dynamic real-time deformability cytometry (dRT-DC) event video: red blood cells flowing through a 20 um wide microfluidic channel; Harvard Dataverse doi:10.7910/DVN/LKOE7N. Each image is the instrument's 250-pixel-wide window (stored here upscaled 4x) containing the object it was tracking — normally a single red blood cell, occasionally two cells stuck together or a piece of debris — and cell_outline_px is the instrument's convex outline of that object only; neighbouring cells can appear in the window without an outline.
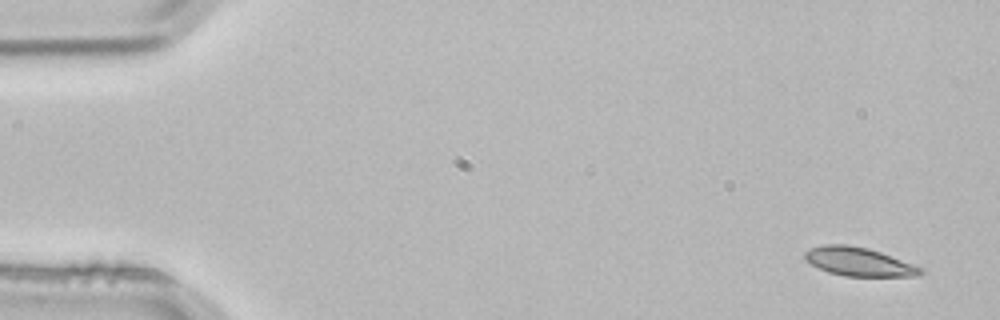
{"species": "common noctule bat (a hibernating species)", "species_latin": "Nyctalus noctula", "temperature_condition": "room temperature", "stored_images_in_passage": 3, "camera_frame_rate_fps": 3000, "um_per_image_px": 0.085, "animal": {"sex": "male", "body_mass_g": 21.5, "forearm_length_mm": 52.0}, "frame": {"image": 1, "passage_image": 1, "time_ms": 0.0, "image_size_px": [1000, 320], "cell_outline_px": [[924, 272], [920, 276], [844, 276], [828, 272], [804, 260], [804, 252], [812, 248], [824, 244], [848, 244], [868, 248], [880, 252], [924, 268]], "centroid_in_image_um": [73.01, 22.25], "position_along_channel_um": 12.0, "area_um2": 19.31}}